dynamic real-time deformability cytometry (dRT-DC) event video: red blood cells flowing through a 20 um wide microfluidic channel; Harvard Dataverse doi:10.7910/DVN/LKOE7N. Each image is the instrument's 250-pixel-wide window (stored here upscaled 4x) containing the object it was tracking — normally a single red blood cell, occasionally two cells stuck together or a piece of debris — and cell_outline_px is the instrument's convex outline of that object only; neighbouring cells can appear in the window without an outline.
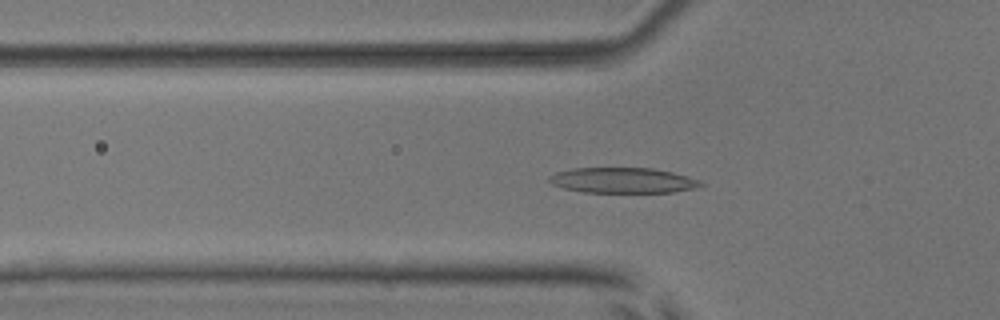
{"species": "common noctule bat (a hibernating species)", "species_latin": "Nyctalus noctula", "temperature_condition": "room temperature", "stored_images_in_passage": 54, "camera_frame_rate_fps": 3000, "um_per_image_px": 0.085, "animal": {"sex": "male", "body_mass_g": 17.9, "forearm_length_mm": 54.2}, "frame": {"image": 1, "passage_image": 19, "time_ms": 6.0, "image_size_px": [1000, 320], "cell_outline_px": [[704, 184], [692, 188], [672, 192], [584, 192], [564, 188], [552, 184], [548, 180], [548, 176], [556, 172], [576, 168], [652, 168], [672, 172], [700, 180]], "centroid_in_image_um": [52.9, 15.32], "position_along_channel_um": 72.9, "area_um2": 22.2}}
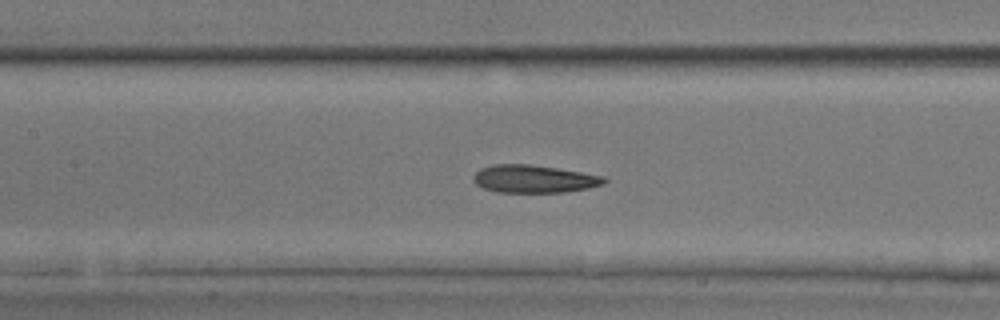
{"frame": {"image": 2, "passage_image": 26, "time_ms": 8.333, "image_size_px": [1000, 320], "cell_outline_px": [[608, 180], [604, 184], [588, 188], [564, 192], [496, 192], [484, 188], [476, 184], [472, 180], [472, 176], [480, 168], [492, 164], [528, 164], [556, 168], [604, 176]], "centroid_in_image_um": [45.36, 15.2], "position_along_channel_um": 162.0, "area_um2": 21.15}}
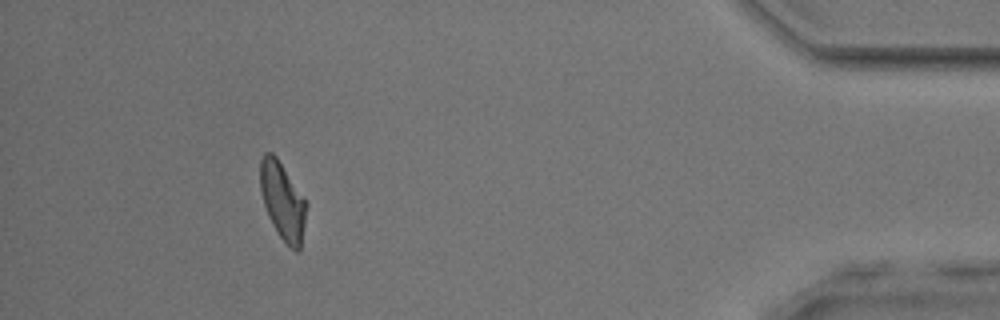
{"frame": {"image": 3, "passage_image": 50, "time_ms": 16.333, "image_size_px": [1000, 320], "cell_outline_px": [[308, 204], [300, 252], [296, 252], [288, 248], [276, 232], [268, 216], [264, 204], [260, 188], [260, 160], [264, 152], [272, 152], [276, 156], [304, 196]], "centroid_in_image_um": [24.04, 17.13], "position_along_channel_um": 411.2, "area_um2": 21.27}, "authors_computed_cell_mechanics": {"area_um2": 21.7328, "velocity_mm_per_s": 3.821, "shape_relaxation_time_tau1_ms": 4.4245, "shape_relaxation_time_tau2_ms": 1.8379, "deformation_change_tau1": 0.1707, "deformation_change_tau2": 0.1033}}